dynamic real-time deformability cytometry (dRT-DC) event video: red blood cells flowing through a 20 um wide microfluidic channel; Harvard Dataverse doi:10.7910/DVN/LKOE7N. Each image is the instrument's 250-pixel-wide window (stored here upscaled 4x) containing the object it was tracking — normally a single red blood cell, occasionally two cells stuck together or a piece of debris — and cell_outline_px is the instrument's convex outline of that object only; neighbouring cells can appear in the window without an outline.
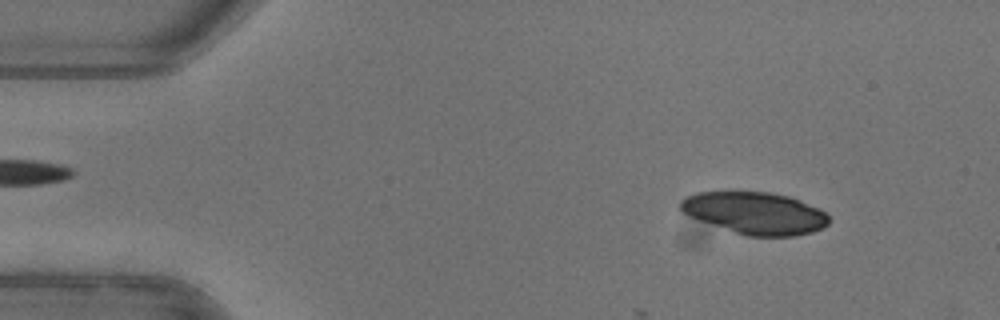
{"species": "common noctule bat (a hibernating species)", "species_latin": "Nyctalus noctula", "temperature_condition": "warm", "stored_images_in_passage": 14, "camera_frame_rate_fps": 3000, "um_per_image_px": 0.085, "animal": {"sex": "female"}, "frame": {"image": 1, "passage_image": 5, "time_ms": 1.333, "image_size_px": [1000, 320], "cell_outline_px": [[828, 224], [824, 228], [812, 232], [796, 236], [748, 236], [688, 216], [680, 212], [676, 204], [684, 196], [696, 192], [728, 188], [732, 188], [772, 192], [788, 196], [800, 200], [820, 208], [828, 212]], "centroid_in_image_um": [64.11, 18.04], "position_along_channel_um": 20.9, "area_um2": 37.86}}